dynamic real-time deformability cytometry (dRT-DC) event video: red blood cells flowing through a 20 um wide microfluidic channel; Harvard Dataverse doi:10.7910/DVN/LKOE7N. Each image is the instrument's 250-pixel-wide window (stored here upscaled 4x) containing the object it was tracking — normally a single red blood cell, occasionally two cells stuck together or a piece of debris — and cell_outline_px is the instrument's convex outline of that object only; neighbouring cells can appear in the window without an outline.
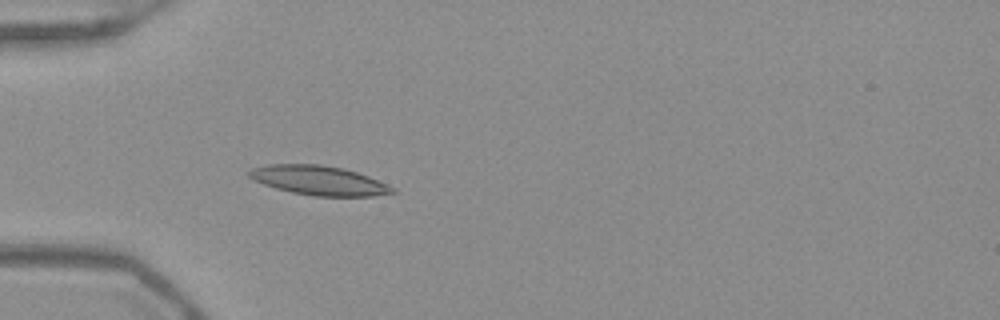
{"species": "Egyptian fruit bat (a non-hibernating species)", "species_latin": "Rousettus aegyptiacus", "temperature_condition": "warm", "stored_images_in_passage": 53, "camera_frame_rate_fps": 3000, "um_per_image_px": 0.085, "frame": {"image": 1, "passage_image": 17, "time_ms": 5.333, "image_size_px": [1000, 320], "cell_outline_px": [[396, 192], [372, 196], [312, 196], [292, 192], [276, 188], [264, 184], [248, 176], [248, 172], [252, 168], [268, 164], [320, 164], [344, 168], [368, 176], [396, 188]], "centroid_in_image_um": [27.12, 15.33], "position_along_channel_um": 57.9, "area_um2": 24.39}}
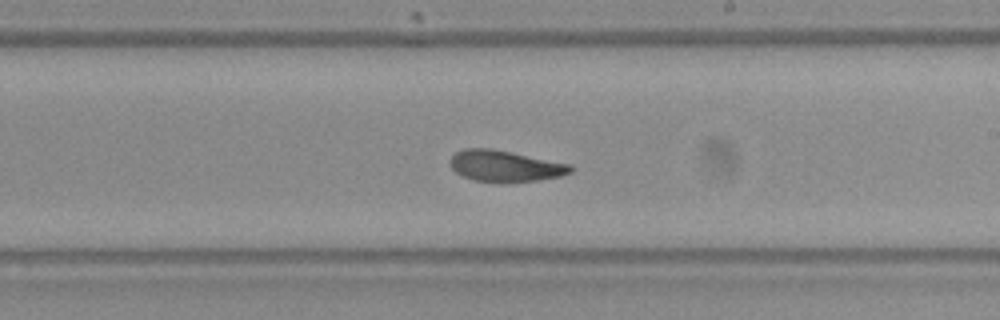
{"frame": {"image": 2, "passage_image": 32, "time_ms": 10.333, "image_size_px": [1000, 320], "cell_outline_px": [[572, 172], [560, 176], [536, 180], [504, 184], [476, 180], [464, 176], [456, 172], [448, 164], [448, 160], [456, 152], [464, 148], [492, 148], [572, 164]], "centroid_in_image_um": [42.92, 14.12], "position_along_channel_um": 246.1, "area_um2": 22.25}}
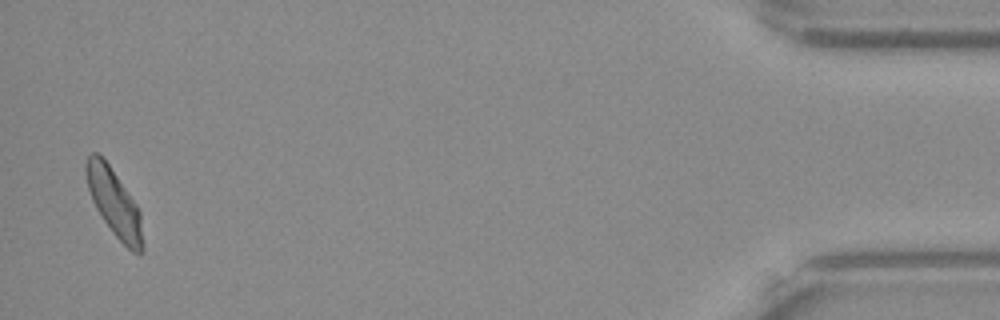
{"frame": {"image": 3, "passage_image": 52, "time_ms": 17.0, "image_size_px": [1000, 320], "cell_outline_px": [[144, 252], [140, 256], [132, 252], [112, 232], [96, 208], [92, 200], [88, 188], [84, 168], [84, 164], [88, 156], [92, 152], [96, 152], [108, 164], [128, 192], [136, 204], [140, 212], [144, 248]], "centroid_in_image_um": [9.72, 17.27], "position_along_channel_um": 425.5, "area_um2": 22.08}, "authors_computed_cell_mechanics": {"area_um2": 22.6576, "velocity_mm_per_s": 3.9081, "shape_relaxation_time_tau1_ms": 5.0548, "shape_relaxation_time_tau2_ms": 2.6693, "deformation_change_tau1": 0.1508, "deformation_change_tau2": 0.097}}